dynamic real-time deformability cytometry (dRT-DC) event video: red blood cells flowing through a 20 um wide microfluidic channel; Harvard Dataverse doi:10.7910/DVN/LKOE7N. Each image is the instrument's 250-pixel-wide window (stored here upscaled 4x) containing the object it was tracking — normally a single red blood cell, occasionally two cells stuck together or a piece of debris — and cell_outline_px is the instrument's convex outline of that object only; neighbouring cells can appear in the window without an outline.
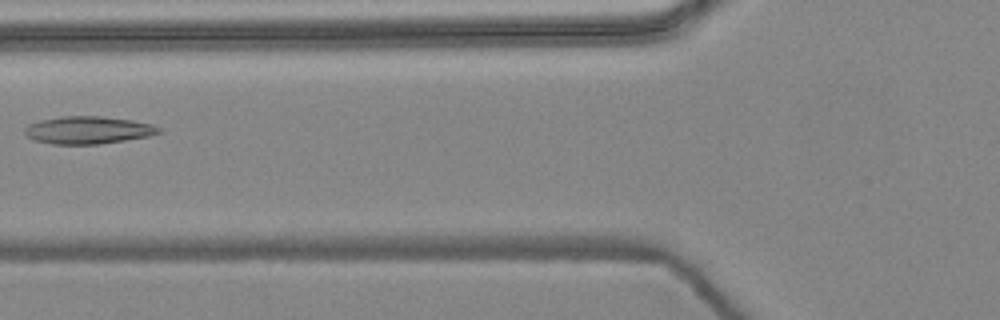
{"species": "common noctule bat (a hibernating species)", "species_latin": "Nyctalus noctula", "temperature_condition": "warm", "stored_images_in_passage": 4, "camera_frame_rate_fps": 3000, "um_per_image_px": 0.085, "animal": {"sex": "female", "body_mass_g": 24.6, "forearm_length_mm": 56.2}, "frame": {"image": 1, "passage_image": 3, "time_ms": 0.667, "image_size_px": [1000, 320], "cell_outline_px": [[164, 132], [148, 136], [124, 140], [96, 144], [52, 144], [32, 140], [24, 132], [24, 128], [28, 124], [40, 120], [60, 116], [100, 116], [132, 120], [152, 124], [160, 128]], "centroid_in_image_um": [7.47, 11.05], "position_along_channel_um": 118.3, "area_um2": 21.56}}
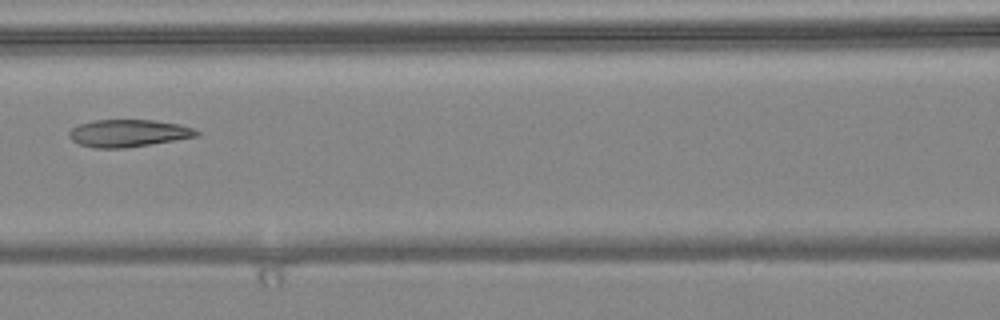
{"frame": {"image": 2, "passage_image": 4, "time_ms": 1.0, "image_size_px": [1000, 320], "cell_outline_px": [[200, 136], [176, 140], [124, 148], [96, 148], [80, 144], [72, 140], [68, 136], [68, 132], [76, 124], [96, 120], [152, 120], [180, 124], [192, 128], [200, 132]], "centroid_in_image_um": [10.9, 11.32], "position_along_channel_um": 155.7, "area_um2": 20.35}}